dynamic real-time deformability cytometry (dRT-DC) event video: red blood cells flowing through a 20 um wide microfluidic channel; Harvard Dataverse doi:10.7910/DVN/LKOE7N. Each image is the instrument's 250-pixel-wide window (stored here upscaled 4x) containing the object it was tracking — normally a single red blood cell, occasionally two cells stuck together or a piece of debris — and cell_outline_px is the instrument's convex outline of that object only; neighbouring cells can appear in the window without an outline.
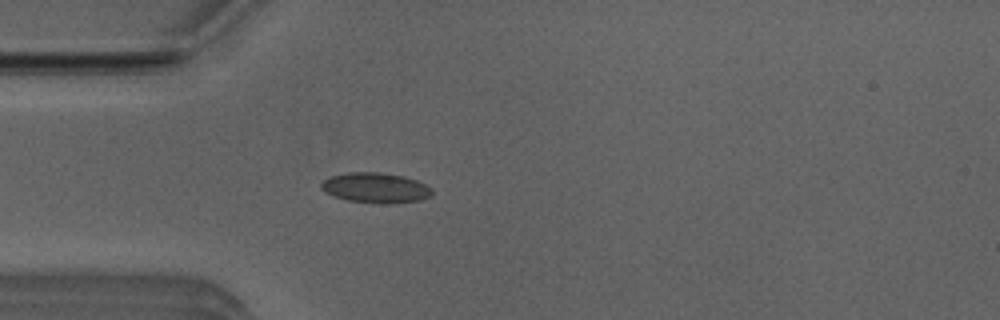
{"species": "Egyptian fruit bat (a non-hibernating species)", "species_latin": "Rousettus aegyptiacus", "temperature_condition": "room temperature", "stored_images_in_passage": 39, "camera_frame_rate_fps": 3000, "um_per_image_px": 0.085, "animal": {"sex": "male"}, "frame": {"image": 1, "passage_image": 2, "time_ms": 0.333, "image_size_px": [1000, 320], "cell_outline_px": [[432, 196], [420, 200], [396, 204], [348, 200], [332, 196], [324, 192], [320, 188], [320, 184], [324, 180], [332, 176], [348, 172], [380, 172], [404, 176], [416, 180], [432, 188]], "centroid_in_image_um": [31.93, 15.96], "position_along_channel_um": 53.1, "area_um2": 19.54}}
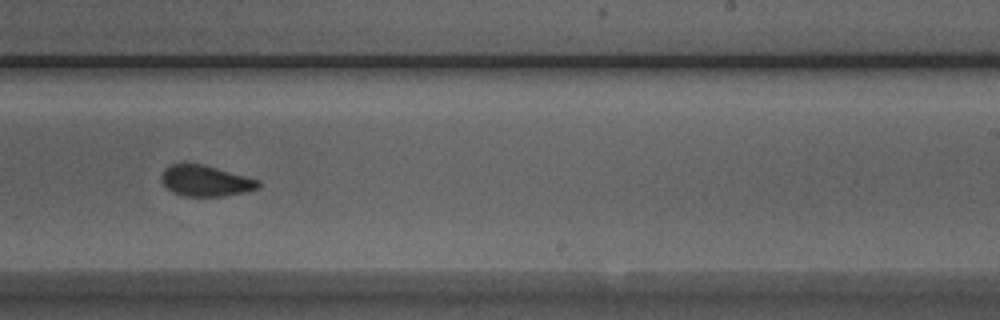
{"frame": {"image": 2, "passage_image": 19, "time_ms": 6.0, "image_size_px": [1000, 320], "cell_outline_px": [[260, 188], [248, 192], [224, 196], [184, 196], [172, 192], [160, 180], [160, 176], [164, 168], [172, 164], [200, 164], [216, 168], [260, 180]], "centroid_in_image_um": [17.48, 15.39], "position_along_channel_um": 271.5, "area_um2": 17.46}}
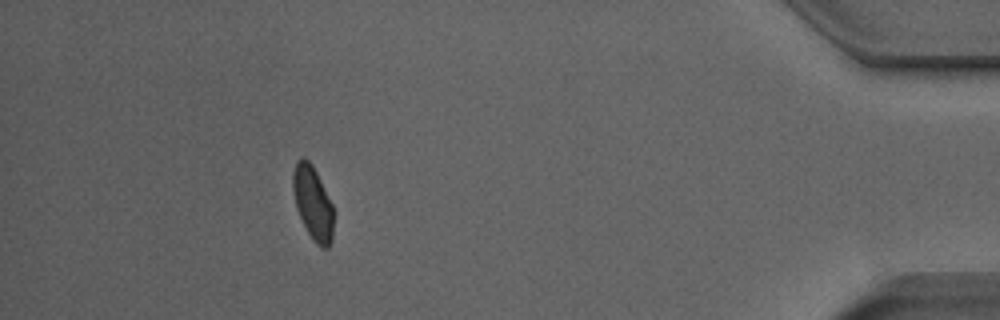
{"frame": {"image": 3, "passage_image": 34, "time_ms": 11.0, "image_size_px": [1000, 320], "cell_outline_px": [[332, 240], [328, 248], [320, 248], [316, 244], [308, 232], [296, 208], [292, 188], [292, 172], [296, 160], [300, 156], [304, 156], [312, 164], [332, 204]], "centroid_in_image_um": [26.56, 17.21], "position_along_channel_um": 408.6, "area_um2": 17.34}, "authors_computed_cell_mechanics": {"area_um2": 17.918, "velocity_mm_per_s": 3.9568, "shape_relaxation_time_tau1_ms": null, "shape_relaxation_time_tau2_ms": 1.1153, "deformation_change_tau1": null, "deformation_change_tau2": 0.0647}}